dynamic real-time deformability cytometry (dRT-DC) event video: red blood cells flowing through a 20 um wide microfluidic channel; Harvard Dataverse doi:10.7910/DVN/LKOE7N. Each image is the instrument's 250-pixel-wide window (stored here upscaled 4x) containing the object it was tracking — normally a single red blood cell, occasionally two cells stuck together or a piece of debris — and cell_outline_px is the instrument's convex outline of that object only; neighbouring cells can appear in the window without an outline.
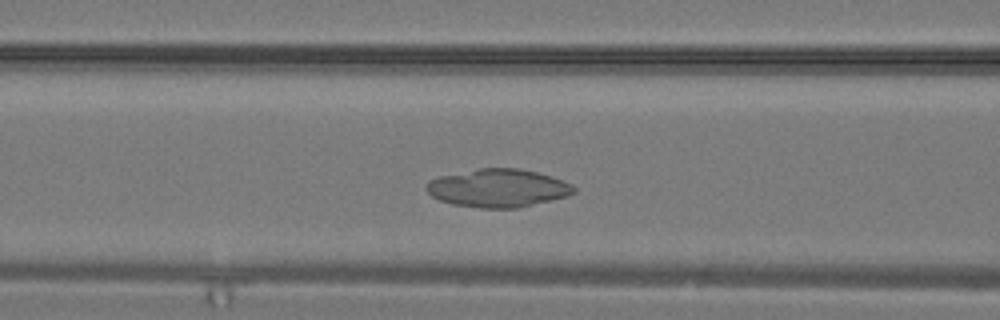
{"species": "common noctule bat (a hibernating species)", "species_latin": "Nyctalus noctula", "temperature_condition": "warm", "stored_images_in_passage": 24, "camera_frame_rate_fps": 3000, "um_per_image_px": 0.085, "animal": {"sex": "male", "body_mass_g": 19.2, "forearm_length_mm": 51.8}, "frame": {"image": 1, "passage_image": 7, "time_ms": 2.0, "image_size_px": [1000, 320], "cell_outline_px": [[576, 192], [568, 196], [516, 208], [480, 208], [452, 204], [440, 200], [432, 196], [424, 188], [428, 180], [440, 176], [480, 168], [520, 168], [552, 176], [572, 184], [576, 188]], "centroid_in_image_um": [42.33, 15.98], "position_along_channel_um": 124.3, "area_um2": 32.77}}
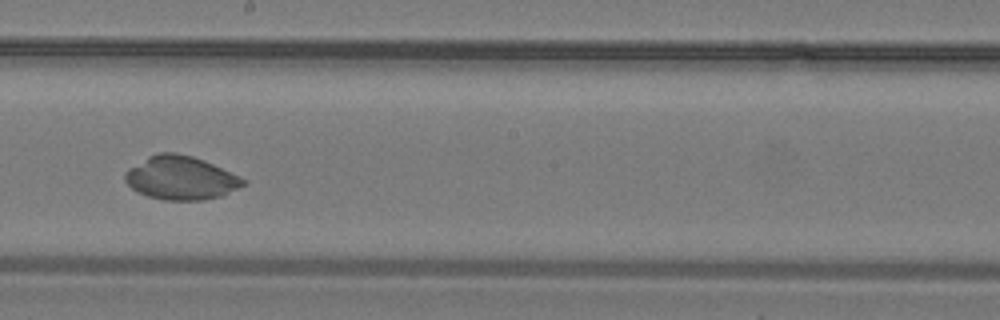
{"frame": {"image": 2, "passage_image": 12, "time_ms": 3.667, "image_size_px": [1000, 320], "cell_outline_px": [[248, 184], [220, 196], [204, 200], [164, 200], [148, 196], [136, 192], [124, 180], [124, 172], [128, 168], [148, 156], [156, 152], [176, 152], [192, 156], [204, 160], [240, 176], [248, 180]], "centroid_in_image_um": [15.37, 15.11], "position_along_channel_um": 232.8, "area_um2": 30.29}}
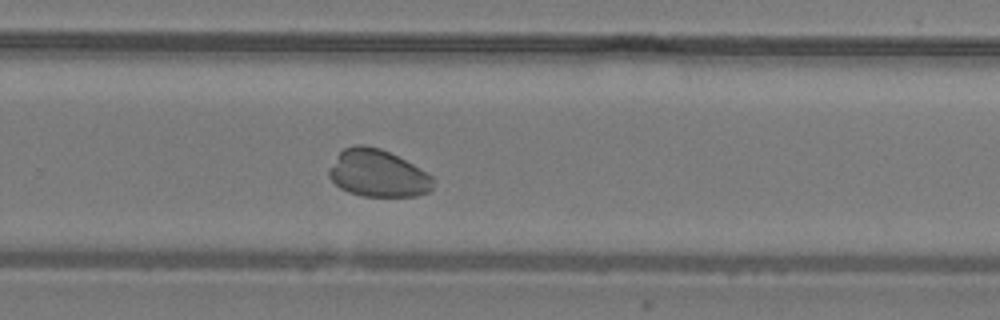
{"frame": {"image": 3, "passage_image": 15, "time_ms": 4.667, "image_size_px": [1000, 320], "cell_outline_px": [[436, 180], [432, 188], [428, 192], [416, 196], [360, 196], [348, 192], [340, 188], [328, 176], [328, 168], [340, 152], [344, 148], [356, 144], [364, 144], [380, 148], [412, 164], [432, 176]], "centroid_in_image_um": [32.1, 14.74], "position_along_channel_um": 297.7, "area_um2": 28.67}}